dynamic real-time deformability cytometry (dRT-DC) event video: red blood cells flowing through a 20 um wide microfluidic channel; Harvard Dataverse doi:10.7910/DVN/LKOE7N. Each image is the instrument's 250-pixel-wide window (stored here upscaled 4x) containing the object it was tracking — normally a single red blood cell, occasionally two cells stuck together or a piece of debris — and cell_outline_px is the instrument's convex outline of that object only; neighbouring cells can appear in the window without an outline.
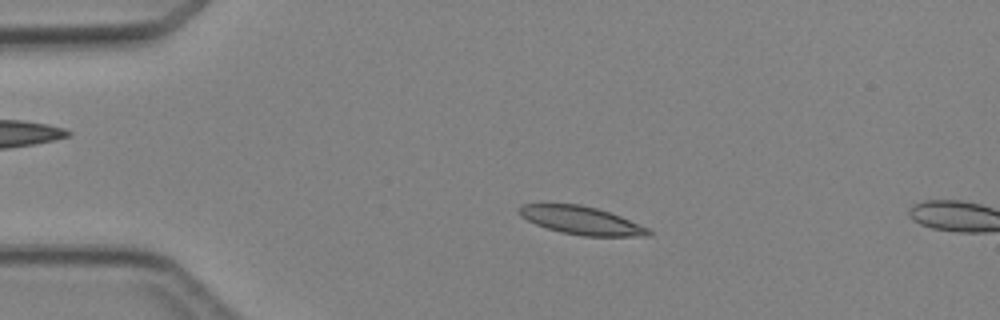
{"species": "Egyptian fruit bat (a non-hibernating species)", "species_latin": "Rousettus aegyptiacus", "temperature_condition": "cold", "stored_images_in_passage": 3, "camera_frame_rate_fps": 3000, "um_per_image_px": 0.085, "animal": {"sex": "female"}, "frame": {"image": 1, "passage_image": 2, "time_ms": 1.333, "image_size_px": [1000, 320], "cell_outline_px": [[652, 236], [584, 236], [560, 232], [536, 224], [520, 216], [516, 208], [520, 204], [580, 204], [596, 208], [620, 216], [640, 224], [648, 228], [652, 232]], "centroid_in_image_um": [49.4, 18.73], "position_along_channel_um": 35.6, "area_um2": 21.15}}